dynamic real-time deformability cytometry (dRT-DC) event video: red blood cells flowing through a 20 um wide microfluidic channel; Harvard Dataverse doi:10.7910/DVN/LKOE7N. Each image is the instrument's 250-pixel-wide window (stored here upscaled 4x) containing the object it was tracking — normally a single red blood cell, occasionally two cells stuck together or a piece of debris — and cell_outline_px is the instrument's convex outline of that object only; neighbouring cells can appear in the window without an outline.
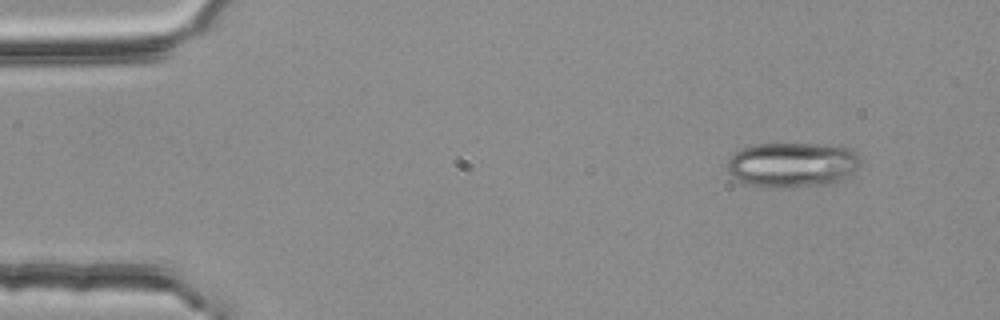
{"species": "common noctule bat (a hibernating species)", "species_latin": "Nyctalus noctula", "temperature_condition": "room temperature", "stored_images_in_passage": 3, "camera_frame_rate_fps": 3000, "um_per_image_px": 0.085, "animal": {"sex": "female", "body_mass_g": 25.1}, "frame": {"image": 1, "passage_image": 1, "time_ms": 0.0, "image_size_px": [1000, 320], "cell_outline_px": [[860, 164], [852, 172], [828, 184], [760, 188], [736, 180], [728, 172], [728, 160], [740, 148], [756, 144], [840, 144], [848, 148], [860, 156]], "centroid_in_image_um": [67.31, 13.98], "position_along_channel_um": 17.7, "area_um2": 34.8}}